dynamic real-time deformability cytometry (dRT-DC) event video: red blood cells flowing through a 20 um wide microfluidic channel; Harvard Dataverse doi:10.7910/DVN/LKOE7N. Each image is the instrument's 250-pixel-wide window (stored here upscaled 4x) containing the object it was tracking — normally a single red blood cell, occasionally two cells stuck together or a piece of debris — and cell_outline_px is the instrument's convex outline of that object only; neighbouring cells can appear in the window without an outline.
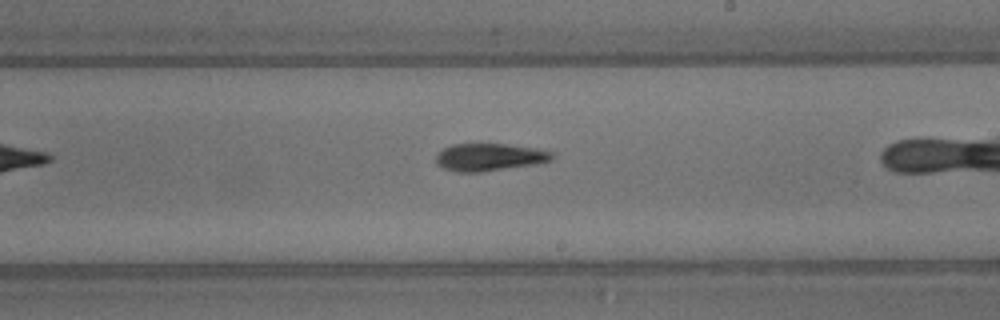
{"species": "common noctule bat (a hibernating species)", "species_latin": "Nyctalus noctula", "temperature_condition": "warm", "stored_images_in_passage": 18, "camera_frame_rate_fps": 3000, "um_per_image_px": 0.085, "animal": {"sex": "male", "body_mass_g": 13.3}, "frame": {"image": 1, "passage_image": 11, "time_ms": 3.333, "image_size_px": [1000, 320], "cell_outline_px": [[556, 152], [552, 160], [536, 164], [480, 172], [456, 172], [440, 168], [436, 164], [436, 152], [452, 144], [480, 140], [536, 148]], "centroid_in_image_um": [41.56, 13.31], "position_along_channel_um": 247.4, "area_um2": 19.71}}